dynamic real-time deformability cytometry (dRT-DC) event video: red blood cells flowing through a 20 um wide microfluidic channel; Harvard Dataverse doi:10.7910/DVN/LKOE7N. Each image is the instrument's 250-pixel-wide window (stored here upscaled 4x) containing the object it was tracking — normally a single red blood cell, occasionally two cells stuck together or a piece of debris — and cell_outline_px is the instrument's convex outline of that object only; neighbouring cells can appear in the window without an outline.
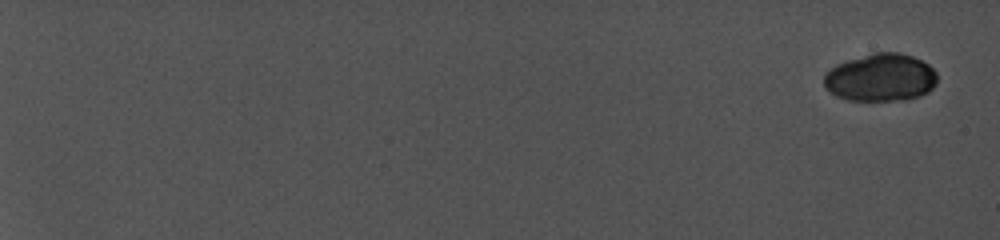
{"species": "common noctule bat (a hibernating species)", "species_latin": "Nyctalus noctula", "temperature_condition": "cold", "stored_images_in_passage": 8, "camera_frame_rate_fps": 5000, "um_per_image_px": 0.085, "animal": {"sex": "female", "body_mass_g": 19.0, "forearm_length_mm": 56.7}, "frame": {"image": 1, "passage_image": 1, "time_ms": 0.0, "image_size_px": [1000, 240], "cell_outline_px": [[936, 84], [928, 92], [920, 96], [904, 100], [848, 100], [836, 96], [828, 92], [824, 88], [824, 76], [836, 64], [872, 52], [900, 52], [912, 56], [928, 64], [936, 72]], "centroid_in_image_um": [74.85, 6.59], "position_along_channel_um": 10.2, "area_um2": 31.62}}
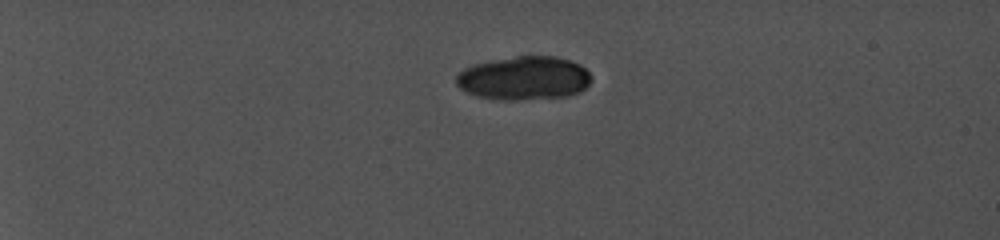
{"frame": {"image": 2, "passage_image": 6, "time_ms": 5.4, "image_size_px": [1000, 240], "cell_outline_px": [[592, 80], [580, 92], [568, 96], [516, 100], [500, 100], [476, 96], [464, 92], [456, 84], [456, 76], [464, 68], [472, 64], [492, 60], [516, 56], [556, 56], [580, 64], [592, 76]], "centroid_in_image_um": [44.52, 6.65], "position_along_channel_um": 40.5, "area_um2": 34.56}}